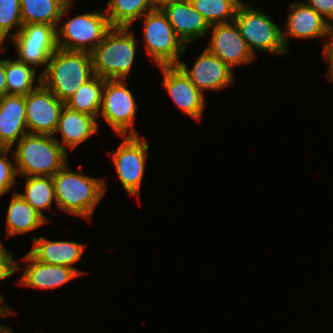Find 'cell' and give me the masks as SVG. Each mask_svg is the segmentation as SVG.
I'll list each match as a JSON object with an SVG mask.
<instances>
[{"instance_id": "ac0fdd59", "label": "cell", "mask_w": 333, "mask_h": 333, "mask_svg": "<svg viewBox=\"0 0 333 333\" xmlns=\"http://www.w3.org/2000/svg\"><path fill=\"white\" fill-rule=\"evenodd\" d=\"M28 134L24 95H4L0 98V148L14 145Z\"/></svg>"}, {"instance_id": "44dd1931", "label": "cell", "mask_w": 333, "mask_h": 333, "mask_svg": "<svg viewBox=\"0 0 333 333\" xmlns=\"http://www.w3.org/2000/svg\"><path fill=\"white\" fill-rule=\"evenodd\" d=\"M7 237L37 230L49 223L14 190L6 214Z\"/></svg>"}, {"instance_id": "2e32d148", "label": "cell", "mask_w": 333, "mask_h": 333, "mask_svg": "<svg viewBox=\"0 0 333 333\" xmlns=\"http://www.w3.org/2000/svg\"><path fill=\"white\" fill-rule=\"evenodd\" d=\"M161 9L166 14L174 32L186 46L208 35L209 23L192 6L190 0L170 3Z\"/></svg>"}, {"instance_id": "e0dca14e", "label": "cell", "mask_w": 333, "mask_h": 333, "mask_svg": "<svg viewBox=\"0 0 333 333\" xmlns=\"http://www.w3.org/2000/svg\"><path fill=\"white\" fill-rule=\"evenodd\" d=\"M32 248L28 251L41 263L68 266L75 269L80 275L83 272L75 266L84 254L87 247L85 243L75 241L48 240L46 237H33Z\"/></svg>"}, {"instance_id": "7402d4cb", "label": "cell", "mask_w": 333, "mask_h": 333, "mask_svg": "<svg viewBox=\"0 0 333 333\" xmlns=\"http://www.w3.org/2000/svg\"><path fill=\"white\" fill-rule=\"evenodd\" d=\"M154 9L153 0H109L105 11L111 27L131 28L136 20Z\"/></svg>"}, {"instance_id": "7a4b0ae2", "label": "cell", "mask_w": 333, "mask_h": 333, "mask_svg": "<svg viewBox=\"0 0 333 333\" xmlns=\"http://www.w3.org/2000/svg\"><path fill=\"white\" fill-rule=\"evenodd\" d=\"M94 75L91 53L57 48L41 74V83L65 102Z\"/></svg>"}, {"instance_id": "1f68e13d", "label": "cell", "mask_w": 333, "mask_h": 333, "mask_svg": "<svg viewBox=\"0 0 333 333\" xmlns=\"http://www.w3.org/2000/svg\"><path fill=\"white\" fill-rule=\"evenodd\" d=\"M304 2L333 26V0H305Z\"/></svg>"}, {"instance_id": "d4e9b609", "label": "cell", "mask_w": 333, "mask_h": 333, "mask_svg": "<svg viewBox=\"0 0 333 333\" xmlns=\"http://www.w3.org/2000/svg\"><path fill=\"white\" fill-rule=\"evenodd\" d=\"M104 83L105 79L94 75L64 102L65 106L77 112L92 115L98 119L102 105Z\"/></svg>"}, {"instance_id": "3957f363", "label": "cell", "mask_w": 333, "mask_h": 333, "mask_svg": "<svg viewBox=\"0 0 333 333\" xmlns=\"http://www.w3.org/2000/svg\"><path fill=\"white\" fill-rule=\"evenodd\" d=\"M18 176L53 177L67 162V151L47 134H26L12 151Z\"/></svg>"}, {"instance_id": "d6a6232c", "label": "cell", "mask_w": 333, "mask_h": 333, "mask_svg": "<svg viewBox=\"0 0 333 333\" xmlns=\"http://www.w3.org/2000/svg\"><path fill=\"white\" fill-rule=\"evenodd\" d=\"M325 60H328V68L324 75L330 82L333 83V42L331 41L323 48Z\"/></svg>"}, {"instance_id": "484cf974", "label": "cell", "mask_w": 333, "mask_h": 333, "mask_svg": "<svg viewBox=\"0 0 333 333\" xmlns=\"http://www.w3.org/2000/svg\"><path fill=\"white\" fill-rule=\"evenodd\" d=\"M10 40L13 45L57 46L56 28L41 23L22 25Z\"/></svg>"}, {"instance_id": "ffe728a7", "label": "cell", "mask_w": 333, "mask_h": 333, "mask_svg": "<svg viewBox=\"0 0 333 333\" xmlns=\"http://www.w3.org/2000/svg\"><path fill=\"white\" fill-rule=\"evenodd\" d=\"M74 3L68 0H20L22 23L49 24L57 29L62 18L69 17Z\"/></svg>"}, {"instance_id": "9c48e42d", "label": "cell", "mask_w": 333, "mask_h": 333, "mask_svg": "<svg viewBox=\"0 0 333 333\" xmlns=\"http://www.w3.org/2000/svg\"><path fill=\"white\" fill-rule=\"evenodd\" d=\"M119 138L123 139L122 142L115 150L109 152V156L125 193L139 200L149 155V143L139 135H125Z\"/></svg>"}, {"instance_id": "d590c367", "label": "cell", "mask_w": 333, "mask_h": 333, "mask_svg": "<svg viewBox=\"0 0 333 333\" xmlns=\"http://www.w3.org/2000/svg\"><path fill=\"white\" fill-rule=\"evenodd\" d=\"M229 4H231L237 11L242 10L248 7H251L252 5L246 4L245 1L242 0H227Z\"/></svg>"}, {"instance_id": "8d00e7d4", "label": "cell", "mask_w": 333, "mask_h": 333, "mask_svg": "<svg viewBox=\"0 0 333 333\" xmlns=\"http://www.w3.org/2000/svg\"><path fill=\"white\" fill-rule=\"evenodd\" d=\"M177 1H184V0H153L155 9H161L163 8L165 5L170 4V3H174Z\"/></svg>"}, {"instance_id": "30bf717a", "label": "cell", "mask_w": 333, "mask_h": 333, "mask_svg": "<svg viewBox=\"0 0 333 333\" xmlns=\"http://www.w3.org/2000/svg\"><path fill=\"white\" fill-rule=\"evenodd\" d=\"M288 11L285 27L282 28V40L287 51L290 45L288 37L298 40L323 38V48L332 41L331 23L304 1L292 2Z\"/></svg>"}, {"instance_id": "603a6c76", "label": "cell", "mask_w": 333, "mask_h": 333, "mask_svg": "<svg viewBox=\"0 0 333 333\" xmlns=\"http://www.w3.org/2000/svg\"><path fill=\"white\" fill-rule=\"evenodd\" d=\"M22 178L26 179L25 193H18L48 222H51L44 214V210L46 212L47 210L50 211L53 203L57 205L53 178L49 176H28Z\"/></svg>"}, {"instance_id": "83f0119b", "label": "cell", "mask_w": 333, "mask_h": 333, "mask_svg": "<svg viewBox=\"0 0 333 333\" xmlns=\"http://www.w3.org/2000/svg\"><path fill=\"white\" fill-rule=\"evenodd\" d=\"M209 25L234 21L237 10L227 0H190Z\"/></svg>"}, {"instance_id": "e575fe53", "label": "cell", "mask_w": 333, "mask_h": 333, "mask_svg": "<svg viewBox=\"0 0 333 333\" xmlns=\"http://www.w3.org/2000/svg\"><path fill=\"white\" fill-rule=\"evenodd\" d=\"M16 314L15 311L13 312L12 308L8 306V304L5 302L2 294L0 293V317H10L12 315Z\"/></svg>"}, {"instance_id": "5b68a950", "label": "cell", "mask_w": 333, "mask_h": 333, "mask_svg": "<svg viewBox=\"0 0 333 333\" xmlns=\"http://www.w3.org/2000/svg\"><path fill=\"white\" fill-rule=\"evenodd\" d=\"M143 19L144 50L157 66L177 65L187 46L174 32L162 9H154Z\"/></svg>"}, {"instance_id": "f546056e", "label": "cell", "mask_w": 333, "mask_h": 333, "mask_svg": "<svg viewBox=\"0 0 333 333\" xmlns=\"http://www.w3.org/2000/svg\"><path fill=\"white\" fill-rule=\"evenodd\" d=\"M11 151L12 148H0V197L9 193L18 183L16 180L18 176L16 165L13 162V152L11 159L9 157V152L11 153Z\"/></svg>"}, {"instance_id": "8fae6325", "label": "cell", "mask_w": 333, "mask_h": 333, "mask_svg": "<svg viewBox=\"0 0 333 333\" xmlns=\"http://www.w3.org/2000/svg\"><path fill=\"white\" fill-rule=\"evenodd\" d=\"M64 105L42 83L28 93L25 96L28 133L54 135Z\"/></svg>"}, {"instance_id": "cb8c5ba5", "label": "cell", "mask_w": 333, "mask_h": 333, "mask_svg": "<svg viewBox=\"0 0 333 333\" xmlns=\"http://www.w3.org/2000/svg\"><path fill=\"white\" fill-rule=\"evenodd\" d=\"M37 70L17 59H5V75L7 95H24L36 89L41 84V74L37 76ZM37 81H36V80ZM38 82V83H37Z\"/></svg>"}, {"instance_id": "8992f818", "label": "cell", "mask_w": 333, "mask_h": 333, "mask_svg": "<svg viewBox=\"0 0 333 333\" xmlns=\"http://www.w3.org/2000/svg\"><path fill=\"white\" fill-rule=\"evenodd\" d=\"M253 55L268 52L275 56L288 53L282 40V28L261 8L251 6L236 12L234 19Z\"/></svg>"}, {"instance_id": "f1b7e54d", "label": "cell", "mask_w": 333, "mask_h": 333, "mask_svg": "<svg viewBox=\"0 0 333 333\" xmlns=\"http://www.w3.org/2000/svg\"><path fill=\"white\" fill-rule=\"evenodd\" d=\"M17 60L37 68H42V74L49 61L50 56L58 48L57 46H34V45H14Z\"/></svg>"}, {"instance_id": "5bb4252c", "label": "cell", "mask_w": 333, "mask_h": 333, "mask_svg": "<svg viewBox=\"0 0 333 333\" xmlns=\"http://www.w3.org/2000/svg\"><path fill=\"white\" fill-rule=\"evenodd\" d=\"M163 73L162 87L173 104L192 119L200 121L206 106L205 95L196 88L177 65L159 66Z\"/></svg>"}, {"instance_id": "7c38bea8", "label": "cell", "mask_w": 333, "mask_h": 333, "mask_svg": "<svg viewBox=\"0 0 333 333\" xmlns=\"http://www.w3.org/2000/svg\"><path fill=\"white\" fill-rule=\"evenodd\" d=\"M211 38L206 49L230 68L247 65L257 58L249 49L235 21L210 25Z\"/></svg>"}, {"instance_id": "ba28073f", "label": "cell", "mask_w": 333, "mask_h": 333, "mask_svg": "<svg viewBox=\"0 0 333 333\" xmlns=\"http://www.w3.org/2000/svg\"><path fill=\"white\" fill-rule=\"evenodd\" d=\"M127 81L105 79L98 116V119L102 117L118 136L139 135L134 127L138 105L132 90L127 87Z\"/></svg>"}, {"instance_id": "d6986e66", "label": "cell", "mask_w": 333, "mask_h": 333, "mask_svg": "<svg viewBox=\"0 0 333 333\" xmlns=\"http://www.w3.org/2000/svg\"><path fill=\"white\" fill-rule=\"evenodd\" d=\"M98 126L99 123L96 117L77 112L64 105L53 136L55 137L56 134L60 133L62 139V143L59 142L60 145L66 151V147L74 150L79 144L95 135L99 131Z\"/></svg>"}, {"instance_id": "9a60e30c", "label": "cell", "mask_w": 333, "mask_h": 333, "mask_svg": "<svg viewBox=\"0 0 333 333\" xmlns=\"http://www.w3.org/2000/svg\"><path fill=\"white\" fill-rule=\"evenodd\" d=\"M21 260L25 261L26 265L23 268L22 277L16 283L24 287L52 290L81 276L75 269L68 266L41 263L29 252L20 258Z\"/></svg>"}, {"instance_id": "836d02e7", "label": "cell", "mask_w": 333, "mask_h": 333, "mask_svg": "<svg viewBox=\"0 0 333 333\" xmlns=\"http://www.w3.org/2000/svg\"><path fill=\"white\" fill-rule=\"evenodd\" d=\"M7 95L5 59H0V98Z\"/></svg>"}, {"instance_id": "52a82bcc", "label": "cell", "mask_w": 333, "mask_h": 333, "mask_svg": "<svg viewBox=\"0 0 333 333\" xmlns=\"http://www.w3.org/2000/svg\"><path fill=\"white\" fill-rule=\"evenodd\" d=\"M69 18L56 29L57 47L63 50L91 53L112 28L103 9Z\"/></svg>"}, {"instance_id": "4dcf8cb0", "label": "cell", "mask_w": 333, "mask_h": 333, "mask_svg": "<svg viewBox=\"0 0 333 333\" xmlns=\"http://www.w3.org/2000/svg\"><path fill=\"white\" fill-rule=\"evenodd\" d=\"M4 244L0 242V281L11 277L16 271L21 269L16 260H13L11 251L3 247Z\"/></svg>"}, {"instance_id": "4316f807", "label": "cell", "mask_w": 333, "mask_h": 333, "mask_svg": "<svg viewBox=\"0 0 333 333\" xmlns=\"http://www.w3.org/2000/svg\"><path fill=\"white\" fill-rule=\"evenodd\" d=\"M22 25L20 0H0V51L3 55L7 54L4 43L10 41Z\"/></svg>"}, {"instance_id": "74e56055", "label": "cell", "mask_w": 333, "mask_h": 333, "mask_svg": "<svg viewBox=\"0 0 333 333\" xmlns=\"http://www.w3.org/2000/svg\"><path fill=\"white\" fill-rule=\"evenodd\" d=\"M0 333H14V332L10 327L0 324Z\"/></svg>"}, {"instance_id": "6da1fadb", "label": "cell", "mask_w": 333, "mask_h": 333, "mask_svg": "<svg viewBox=\"0 0 333 333\" xmlns=\"http://www.w3.org/2000/svg\"><path fill=\"white\" fill-rule=\"evenodd\" d=\"M57 209L88 221L108 190L104 179L73 172L68 162L52 177Z\"/></svg>"}, {"instance_id": "277c9868", "label": "cell", "mask_w": 333, "mask_h": 333, "mask_svg": "<svg viewBox=\"0 0 333 333\" xmlns=\"http://www.w3.org/2000/svg\"><path fill=\"white\" fill-rule=\"evenodd\" d=\"M112 27L91 52L94 74L103 79L127 80L137 50L134 30Z\"/></svg>"}, {"instance_id": "4fadbf2b", "label": "cell", "mask_w": 333, "mask_h": 333, "mask_svg": "<svg viewBox=\"0 0 333 333\" xmlns=\"http://www.w3.org/2000/svg\"><path fill=\"white\" fill-rule=\"evenodd\" d=\"M177 66L204 95L205 91H221L235 83L234 70L206 48L189 68L183 60Z\"/></svg>"}]
</instances>
